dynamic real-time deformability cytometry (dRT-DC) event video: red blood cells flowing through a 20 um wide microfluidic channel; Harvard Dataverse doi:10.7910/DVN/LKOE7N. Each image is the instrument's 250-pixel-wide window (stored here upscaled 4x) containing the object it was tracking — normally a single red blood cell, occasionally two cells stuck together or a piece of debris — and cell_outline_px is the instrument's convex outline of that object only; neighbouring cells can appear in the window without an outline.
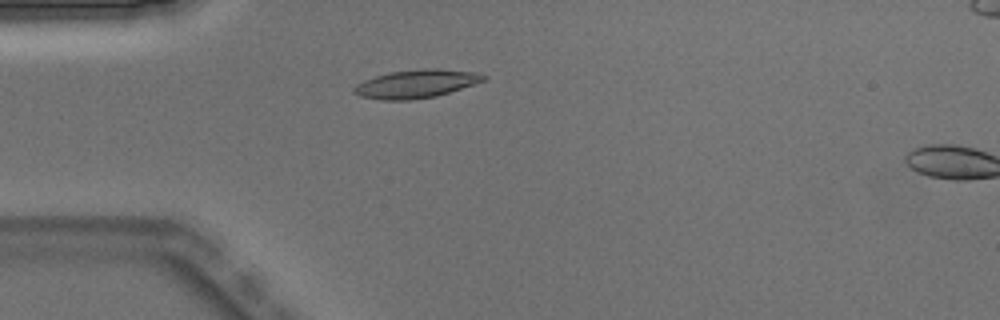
{"species": "Egyptian fruit bat (a non-hibernating species)", "species_latin": "Rousettus aegyptiacus", "temperature_condition": "warm", "stored_images_in_passage": 3, "camera_frame_rate_fps": 3000, "um_per_image_px": 0.085, "animal": {"sex": "male"}, "frame": {"image": 1, "passage_image": 2, "time_ms": 0.333, "image_size_px": [1000, 320], "cell_outline_px": [[488, 76], [484, 80], [436, 96], [408, 100], [380, 100], [360, 96], [352, 92], [352, 88], [356, 84], [364, 80], [376, 76], [392, 72], [424, 68], [436, 68], [480, 72]], "centroid_in_image_um": [35.35, 7.12], "position_along_channel_um": 49.6, "area_um2": 21.27}}